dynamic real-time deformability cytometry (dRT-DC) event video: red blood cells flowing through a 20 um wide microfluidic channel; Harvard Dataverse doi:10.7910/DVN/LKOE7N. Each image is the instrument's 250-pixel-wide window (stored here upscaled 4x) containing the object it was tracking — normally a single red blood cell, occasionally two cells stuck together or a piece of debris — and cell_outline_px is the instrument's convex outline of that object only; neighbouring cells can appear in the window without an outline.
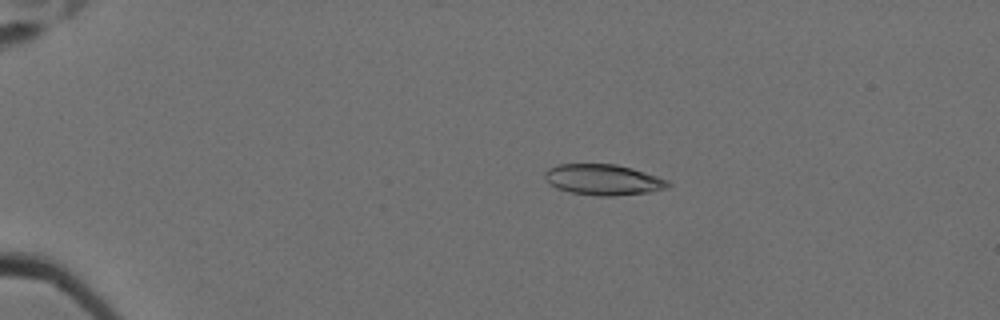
{"species": "Egyptian fruit bat (a non-hibernating species)", "species_latin": "Rousettus aegyptiacus", "temperature_condition": "cold", "stored_images_in_passage": 60, "camera_frame_rate_fps": 3000, "um_per_image_px": 0.085, "animal": {"sex": "female"}, "frame": {"image": 1, "passage_image": 14, "time_ms": 4.333, "image_size_px": [1000, 320], "cell_outline_px": [[672, 184], [668, 188], [648, 192], [616, 196], [596, 196], [568, 192], [556, 188], [544, 176], [544, 172], [548, 168], [560, 164], [616, 164], [632, 168], [668, 180]], "centroid_in_image_um": [51.29, 15.28], "position_along_channel_um": 33.7, "area_um2": 22.14}}
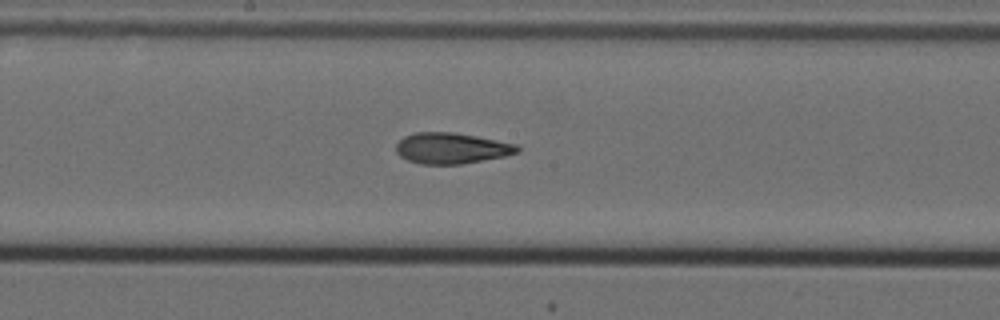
{"frame": {"image": 2, "passage_image": 35, "time_ms": 11.333, "image_size_px": [1000, 320], "cell_outline_px": [[520, 152], [504, 156], [460, 164], [420, 164], [408, 160], [400, 156], [396, 152], [396, 144], [404, 136], [412, 132], [452, 132], [476, 136], [516, 144], [520, 148]], "centroid_in_image_um": [38.35, 12.59], "position_along_channel_um": 209.9, "area_um2": 21.79}}
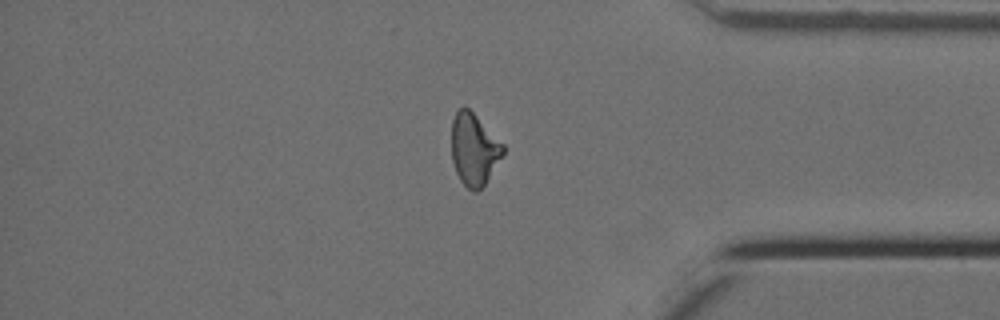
{"frame": {"image": 3, "passage_image": 52, "time_ms": 17.0, "image_size_px": [1000, 320], "cell_outline_px": [[504, 152], [484, 184], [476, 192], [472, 192], [460, 180], [456, 172], [452, 160], [452, 120], [456, 112], [460, 108], [468, 108], [504, 144]], "centroid_in_image_um": [40.28, 12.7], "position_along_channel_um": 394.9, "area_um2": 21.15}, "authors_computed_cell_mechanics": {"area_um2": 22.0507, "velocity_mm_per_s": 3.5207, "shape_relaxation_time_tau1_ms": 11.3423, "shape_relaxation_time_tau2_ms": 2.8334, "deformation_change_tau1": 0.2685, "deformation_change_tau2": 0.0991}}